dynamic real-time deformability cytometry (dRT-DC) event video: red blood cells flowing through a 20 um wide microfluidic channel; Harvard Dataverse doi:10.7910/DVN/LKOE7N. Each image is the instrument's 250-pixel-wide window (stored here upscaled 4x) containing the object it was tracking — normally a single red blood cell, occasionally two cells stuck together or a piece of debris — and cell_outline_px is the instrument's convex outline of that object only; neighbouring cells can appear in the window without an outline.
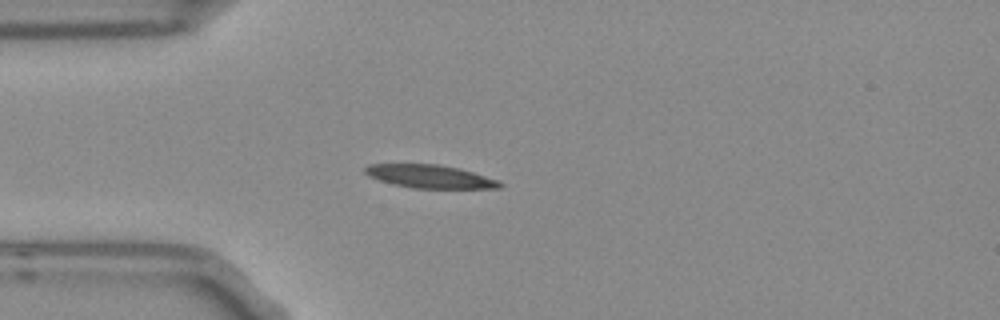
{"species": "Egyptian fruit bat (a non-hibernating species)", "species_latin": "Rousettus aegyptiacus", "temperature_condition": "room temperature", "stored_images_in_passage": 3, "camera_frame_rate_fps": 3000, "um_per_image_px": 0.085, "frame": {"image": 1, "passage_image": 3, "time_ms": 0.667, "image_size_px": [1000, 320], "cell_outline_px": [[504, 184], [500, 188], [412, 188], [380, 180], [368, 176], [364, 172], [364, 168], [368, 164], [440, 164], [460, 168], [500, 180]], "centroid_in_image_um": [36.59, 14.99], "position_along_channel_um": 48.4, "area_um2": 18.26}}